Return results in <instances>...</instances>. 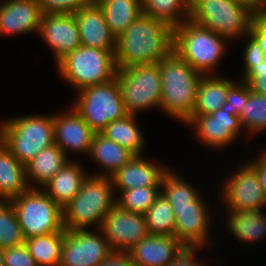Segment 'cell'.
Returning a JSON list of instances; mask_svg holds the SVG:
<instances>
[{
  "label": "cell",
  "mask_w": 266,
  "mask_h": 266,
  "mask_svg": "<svg viewBox=\"0 0 266 266\" xmlns=\"http://www.w3.org/2000/svg\"><path fill=\"white\" fill-rule=\"evenodd\" d=\"M174 52V27L141 14L116 38L117 69L154 64Z\"/></svg>",
  "instance_id": "obj_1"
},
{
  "label": "cell",
  "mask_w": 266,
  "mask_h": 266,
  "mask_svg": "<svg viewBox=\"0 0 266 266\" xmlns=\"http://www.w3.org/2000/svg\"><path fill=\"white\" fill-rule=\"evenodd\" d=\"M161 74V107L172 117L186 122L196 103L201 74L175 52L158 62Z\"/></svg>",
  "instance_id": "obj_2"
},
{
  "label": "cell",
  "mask_w": 266,
  "mask_h": 266,
  "mask_svg": "<svg viewBox=\"0 0 266 266\" xmlns=\"http://www.w3.org/2000/svg\"><path fill=\"white\" fill-rule=\"evenodd\" d=\"M111 177L89 175L78 194L63 208L65 230L85 229L92 223L100 228L104 216L116 205Z\"/></svg>",
  "instance_id": "obj_3"
},
{
  "label": "cell",
  "mask_w": 266,
  "mask_h": 266,
  "mask_svg": "<svg viewBox=\"0 0 266 266\" xmlns=\"http://www.w3.org/2000/svg\"><path fill=\"white\" fill-rule=\"evenodd\" d=\"M224 40L226 37L189 19L174 28V52L201 75L212 72L224 56Z\"/></svg>",
  "instance_id": "obj_4"
},
{
  "label": "cell",
  "mask_w": 266,
  "mask_h": 266,
  "mask_svg": "<svg viewBox=\"0 0 266 266\" xmlns=\"http://www.w3.org/2000/svg\"><path fill=\"white\" fill-rule=\"evenodd\" d=\"M61 76L81 89L107 83L117 74L115 50L79 46L57 62Z\"/></svg>",
  "instance_id": "obj_5"
},
{
  "label": "cell",
  "mask_w": 266,
  "mask_h": 266,
  "mask_svg": "<svg viewBox=\"0 0 266 266\" xmlns=\"http://www.w3.org/2000/svg\"><path fill=\"white\" fill-rule=\"evenodd\" d=\"M0 139L16 159L26 165L54 141L53 115L13 118L0 127Z\"/></svg>",
  "instance_id": "obj_6"
},
{
  "label": "cell",
  "mask_w": 266,
  "mask_h": 266,
  "mask_svg": "<svg viewBox=\"0 0 266 266\" xmlns=\"http://www.w3.org/2000/svg\"><path fill=\"white\" fill-rule=\"evenodd\" d=\"M189 20L233 39L249 34L253 12L233 0H190Z\"/></svg>",
  "instance_id": "obj_7"
},
{
  "label": "cell",
  "mask_w": 266,
  "mask_h": 266,
  "mask_svg": "<svg viewBox=\"0 0 266 266\" xmlns=\"http://www.w3.org/2000/svg\"><path fill=\"white\" fill-rule=\"evenodd\" d=\"M31 186L9 201L25 239L64 229L63 209L44 191Z\"/></svg>",
  "instance_id": "obj_8"
},
{
  "label": "cell",
  "mask_w": 266,
  "mask_h": 266,
  "mask_svg": "<svg viewBox=\"0 0 266 266\" xmlns=\"http://www.w3.org/2000/svg\"><path fill=\"white\" fill-rule=\"evenodd\" d=\"M74 109L94 132H101L110 122L128 115L117 77L79 91Z\"/></svg>",
  "instance_id": "obj_9"
},
{
  "label": "cell",
  "mask_w": 266,
  "mask_h": 266,
  "mask_svg": "<svg viewBox=\"0 0 266 266\" xmlns=\"http://www.w3.org/2000/svg\"><path fill=\"white\" fill-rule=\"evenodd\" d=\"M116 77L128 114L161 107L162 82L158 63L118 69Z\"/></svg>",
  "instance_id": "obj_10"
},
{
  "label": "cell",
  "mask_w": 266,
  "mask_h": 266,
  "mask_svg": "<svg viewBox=\"0 0 266 266\" xmlns=\"http://www.w3.org/2000/svg\"><path fill=\"white\" fill-rule=\"evenodd\" d=\"M99 231L113 252L124 253L150 235L144 214L123 210L118 205L104 216Z\"/></svg>",
  "instance_id": "obj_11"
},
{
  "label": "cell",
  "mask_w": 266,
  "mask_h": 266,
  "mask_svg": "<svg viewBox=\"0 0 266 266\" xmlns=\"http://www.w3.org/2000/svg\"><path fill=\"white\" fill-rule=\"evenodd\" d=\"M112 252L102 232L100 236L86 229L66 230L60 266H99Z\"/></svg>",
  "instance_id": "obj_12"
},
{
  "label": "cell",
  "mask_w": 266,
  "mask_h": 266,
  "mask_svg": "<svg viewBox=\"0 0 266 266\" xmlns=\"http://www.w3.org/2000/svg\"><path fill=\"white\" fill-rule=\"evenodd\" d=\"M238 170L223 190L226 205L236 211L261 210L266 197L255 171L248 164Z\"/></svg>",
  "instance_id": "obj_13"
},
{
  "label": "cell",
  "mask_w": 266,
  "mask_h": 266,
  "mask_svg": "<svg viewBox=\"0 0 266 266\" xmlns=\"http://www.w3.org/2000/svg\"><path fill=\"white\" fill-rule=\"evenodd\" d=\"M38 33L54 51L56 63L81 46L79 28L74 14H43Z\"/></svg>",
  "instance_id": "obj_14"
},
{
  "label": "cell",
  "mask_w": 266,
  "mask_h": 266,
  "mask_svg": "<svg viewBox=\"0 0 266 266\" xmlns=\"http://www.w3.org/2000/svg\"><path fill=\"white\" fill-rule=\"evenodd\" d=\"M186 123L195 125L200 140L215 148L226 147L242 130L239 117L223 109L210 115H192Z\"/></svg>",
  "instance_id": "obj_15"
},
{
  "label": "cell",
  "mask_w": 266,
  "mask_h": 266,
  "mask_svg": "<svg viewBox=\"0 0 266 266\" xmlns=\"http://www.w3.org/2000/svg\"><path fill=\"white\" fill-rule=\"evenodd\" d=\"M73 14L78 24L81 45L115 50L116 38L106 23L102 8L95 0Z\"/></svg>",
  "instance_id": "obj_16"
},
{
  "label": "cell",
  "mask_w": 266,
  "mask_h": 266,
  "mask_svg": "<svg viewBox=\"0 0 266 266\" xmlns=\"http://www.w3.org/2000/svg\"><path fill=\"white\" fill-rule=\"evenodd\" d=\"M53 123L55 144L66 156L67 150L90 152L95 132L74 109L69 114L53 115Z\"/></svg>",
  "instance_id": "obj_17"
},
{
  "label": "cell",
  "mask_w": 266,
  "mask_h": 266,
  "mask_svg": "<svg viewBox=\"0 0 266 266\" xmlns=\"http://www.w3.org/2000/svg\"><path fill=\"white\" fill-rule=\"evenodd\" d=\"M43 12L37 0H8L0 4V35L39 32Z\"/></svg>",
  "instance_id": "obj_18"
},
{
  "label": "cell",
  "mask_w": 266,
  "mask_h": 266,
  "mask_svg": "<svg viewBox=\"0 0 266 266\" xmlns=\"http://www.w3.org/2000/svg\"><path fill=\"white\" fill-rule=\"evenodd\" d=\"M176 217L174 236L183 245H203L208 237L209 219L205 203L199 197L191 207L172 208Z\"/></svg>",
  "instance_id": "obj_19"
},
{
  "label": "cell",
  "mask_w": 266,
  "mask_h": 266,
  "mask_svg": "<svg viewBox=\"0 0 266 266\" xmlns=\"http://www.w3.org/2000/svg\"><path fill=\"white\" fill-rule=\"evenodd\" d=\"M182 246L175 236L149 235L128 254L136 266H167Z\"/></svg>",
  "instance_id": "obj_20"
},
{
  "label": "cell",
  "mask_w": 266,
  "mask_h": 266,
  "mask_svg": "<svg viewBox=\"0 0 266 266\" xmlns=\"http://www.w3.org/2000/svg\"><path fill=\"white\" fill-rule=\"evenodd\" d=\"M134 156L125 166L111 176L113 185L120 191L139 187L161 186L163 174L168 170Z\"/></svg>",
  "instance_id": "obj_21"
},
{
  "label": "cell",
  "mask_w": 266,
  "mask_h": 266,
  "mask_svg": "<svg viewBox=\"0 0 266 266\" xmlns=\"http://www.w3.org/2000/svg\"><path fill=\"white\" fill-rule=\"evenodd\" d=\"M88 176L80 165L69 160L41 188L63 209L78 194Z\"/></svg>",
  "instance_id": "obj_22"
},
{
  "label": "cell",
  "mask_w": 266,
  "mask_h": 266,
  "mask_svg": "<svg viewBox=\"0 0 266 266\" xmlns=\"http://www.w3.org/2000/svg\"><path fill=\"white\" fill-rule=\"evenodd\" d=\"M26 166L0 139V201L9 202L27 191Z\"/></svg>",
  "instance_id": "obj_23"
},
{
  "label": "cell",
  "mask_w": 266,
  "mask_h": 266,
  "mask_svg": "<svg viewBox=\"0 0 266 266\" xmlns=\"http://www.w3.org/2000/svg\"><path fill=\"white\" fill-rule=\"evenodd\" d=\"M88 155H91L96 162L98 161L102 167L104 166V168L107 169L105 174L99 173L94 176L107 177H111L135 156L126 148L109 140L101 132H95L91 150Z\"/></svg>",
  "instance_id": "obj_24"
},
{
  "label": "cell",
  "mask_w": 266,
  "mask_h": 266,
  "mask_svg": "<svg viewBox=\"0 0 266 266\" xmlns=\"http://www.w3.org/2000/svg\"><path fill=\"white\" fill-rule=\"evenodd\" d=\"M214 76L210 77L209 73L201 76L193 115H210L227 102L229 80Z\"/></svg>",
  "instance_id": "obj_25"
},
{
  "label": "cell",
  "mask_w": 266,
  "mask_h": 266,
  "mask_svg": "<svg viewBox=\"0 0 266 266\" xmlns=\"http://www.w3.org/2000/svg\"><path fill=\"white\" fill-rule=\"evenodd\" d=\"M62 149L55 143L44 148L26 166V178L43 187L68 162Z\"/></svg>",
  "instance_id": "obj_26"
},
{
  "label": "cell",
  "mask_w": 266,
  "mask_h": 266,
  "mask_svg": "<svg viewBox=\"0 0 266 266\" xmlns=\"http://www.w3.org/2000/svg\"><path fill=\"white\" fill-rule=\"evenodd\" d=\"M111 33L117 38L142 14V0H95Z\"/></svg>",
  "instance_id": "obj_27"
},
{
  "label": "cell",
  "mask_w": 266,
  "mask_h": 266,
  "mask_svg": "<svg viewBox=\"0 0 266 266\" xmlns=\"http://www.w3.org/2000/svg\"><path fill=\"white\" fill-rule=\"evenodd\" d=\"M66 230L25 239V245L37 266H60Z\"/></svg>",
  "instance_id": "obj_28"
},
{
  "label": "cell",
  "mask_w": 266,
  "mask_h": 266,
  "mask_svg": "<svg viewBox=\"0 0 266 266\" xmlns=\"http://www.w3.org/2000/svg\"><path fill=\"white\" fill-rule=\"evenodd\" d=\"M135 116L128 114L121 119L110 122L101 133L135 156H141L145 139L135 123Z\"/></svg>",
  "instance_id": "obj_29"
},
{
  "label": "cell",
  "mask_w": 266,
  "mask_h": 266,
  "mask_svg": "<svg viewBox=\"0 0 266 266\" xmlns=\"http://www.w3.org/2000/svg\"><path fill=\"white\" fill-rule=\"evenodd\" d=\"M230 212L227 217L229 228L239 240L255 242L266 235V215L262 210H230Z\"/></svg>",
  "instance_id": "obj_30"
},
{
  "label": "cell",
  "mask_w": 266,
  "mask_h": 266,
  "mask_svg": "<svg viewBox=\"0 0 266 266\" xmlns=\"http://www.w3.org/2000/svg\"><path fill=\"white\" fill-rule=\"evenodd\" d=\"M142 13L175 28L189 19L190 0H142Z\"/></svg>",
  "instance_id": "obj_31"
},
{
  "label": "cell",
  "mask_w": 266,
  "mask_h": 266,
  "mask_svg": "<svg viewBox=\"0 0 266 266\" xmlns=\"http://www.w3.org/2000/svg\"><path fill=\"white\" fill-rule=\"evenodd\" d=\"M144 217L150 235L174 236L176 217L171 204L162 193Z\"/></svg>",
  "instance_id": "obj_32"
},
{
  "label": "cell",
  "mask_w": 266,
  "mask_h": 266,
  "mask_svg": "<svg viewBox=\"0 0 266 266\" xmlns=\"http://www.w3.org/2000/svg\"><path fill=\"white\" fill-rule=\"evenodd\" d=\"M161 192L171 204L172 208L191 207L200 194L193 186H189L183 179L179 178L175 173L167 170L162 177Z\"/></svg>",
  "instance_id": "obj_33"
},
{
  "label": "cell",
  "mask_w": 266,
  "mask_h": 266,
  "mask_svg": "<svg viewBox=\"0 0 266 266\" xmlns=\"http://www.w3.org/2000/svg\"><path fill=\"white\" fill-rule=\"evenodd\" d=\"M160 188V186H151L124 190L121 198L116 199V205L126 211L145 214L160 195Z\"/></svg>",
  "instance_id": "obj_34"
},
{
  "label": "cell",
  "mask_w": 266,
  "mask_h": 266,
  "mask_svg": "<svg viewBox=\"0 0 266 266\" xmlns=\"http://www.w3.org/2000/svg\"><path fill=\"white\" fill-rule=\"evenodd\" d=\"M25 243L22 228L10 202L0 201V248Z\"/></svg>",
  "instance_id": "obj_35"
},
{
  "label": "cell",
  "mask_w": 266,
  "mask_h": 266,
  "mask_svg": "<svg viewBox=\"0 0 266 266\" xmlns=\"http://www.w3.org/2000/svg\"><path fill=\"white\" fill-rule=\"evenodd\" d=\"M241 126L249 133L266 128V95L256 94L249 90L248 100L242 107L239 117ZM251 131V132H250Z\"/></svg>",
  "instance_id": "obj_36"
},
{
  "label": "cell",
  "mask_w": 266,
  "mask_h": 266,
  "mask_svg": "<svg viewBox=\"0 0 266 266\" xmlns=\"http://www.w3.org/2000/svg\"><path fill=\"white\" fill-rule=\"evenodd\" d=\"M237 84L238 83H234L231 80L229 81L227 102L223 104L221 109L234 116L240 117L242 107L248 100L249 87L244 81L243 84L241 83V85Z\"/></svg>",
  "instance_id": "obj_37"
},
{
  "label": "cell",
  "mask_w": 266,
  "mask_h": 266,
  "mask_svg": "<svg viewBox=\"0 0 266 266\" xmlns=\"http://www.w3.org/2000/svg\"><path fill=\"white\" fill-rule=\"evenodd\" d=\"M90 1L91 0H37L43 14H73Z\"/></svg>",
  "instance_id": "obj_38"
},
{
  "label": "cell",
  "mask_w": 266,
  "mask_h": 266,
  "mask_svg": "<svg viewBox=\"0 0 266 266\" xmlns=\"http://www.w3.org/2000/svg\"><path fill=\"white\" fill-rule=\"evenodd\" d=\"M243 81L251 92L266 95V59L259 64H253L245 73Z\"/></svg>",
  "instance_id": "obj_39"
},
{
  "label": "cell",
  "mask_w": 266,
  "mask_h": 266,
  "mask_svg": "<svg viewBox=\"0 0 266 266\" xmlns=\"http://www.w3.org/2000/svg\"><path fill=\"white\" fill-rule=\"evenodd\" d=\"M5 266H37L24 244L2 249Z\"/></svg>",
  "instance_id": "obj_40"
},
{
  "label": "cell",
  "mask_w": 266,
  "mask_h": 266,
  "mask_svg": "<svg viewBox=\"0 0 266 266\" xmlns=\"http://www.w3.org/2000/svg\"><path fill=\"white\" fill-rule=\"evenodd\" d=\"M249 34L266 53V11L260 9L253 13V24L250 26Z\"/></svg>",
  "instance_id": "obj_41"
},
{
  "label": "cell",
  "mask_w": 266,
  "mask_h": 266,
  "mask_svg": "<svg viewBox=\"0 0 266 266\" xmlns=\"http://www.w3.org/2000/svg\"><path fill=\"white\" fill-rule=\"evenodd\" d=\"M249 41L244 51V74L253 66V64H259L266 59V53L260 48L259 43L248 34Z\"/></svg>",
  "instance_id": "obj_42"
},
{
  "label": "cell",
  "mask_w": 266,
  "mask_h": 266,
  "mask_svg": "<svg viewBox=\"0 0 266 266\" xmlns=\"http://www.w3.org/2000/svg\"><path fill=\"white\" fill-rule=\"evenodd\" d=\"M201 245H183L176 253L175 258L167 266H203L194 258L195 250ZM195 259V260H194ZM197 260V261H196Z\"/></svg>",
  "instance_id": "obj_43"
},
{
  "label": "cell",
  "mask_w": 266,
  "mask_h": 266,
  "mask_svg": "<svg viewBox=\"0 0 266 266\" xmlns=\"http://www.w3.org/2000/svg\"><path fill=\"white\" fill-rule=\"evenodd\" d=\"M99 266H136L130 255L124 252H112Z\"/></svg>",
  "instance_id": "obj_44"
},
{
  "label": "cell",
  "mask_w": 266,
  "mask_h": 266,
  "mask_svg": "<svg viewBox=\"0 0 266 266\" xmlns=\"http://www.w3.org/2000/svg\"><path fill=\"white\" fill-rule=\"evenodd\" d=\"M261 157H259V160L257 158V161L255 162H248V165L255 171L259 183L263 189L264 195L266 197V151L261 153Z\"/></svg>",
  "instance_id": "obj_45"
},
{
  "label": "cell",
  "mask_w": 266,
  "mask_h": 266,
  "mask_svg": "<svg viewBox=\"0 0 266 266\" xmlns=\"http://www.w3.org/2000/svg\"><path fill=\"white\" fill-rule=\"evenodd\" d=\"M233 1L249 8L253 13L261 9V0H233Z\"/></svg>",
  "instance_id": "obj_46"
},
{
  "label": "cell",
  "mask_w": 266,
  "mask_h": 266,
  "mask_svg": "<svg viewBox=\"0 0 266 266\" xmlns=\"http://www.w3.org/2000/svg\"><path fill=\"white\" fill-rule=\"evenodd\" d=\"M0 266H5L2 249L0 248Z\"/></svg>",
  "instance_id": "obj_47"
},
{
  "label": "cell",
  "mask_w": 266,
  "mask_h": 266,
  "mask_svg": "<svg viewBox=\"0 0 266 266\" xmlns=\"http://www.w3.org/2000/svg\"><path fill=\"white\" fill-rule=\"evenodd\" d=\"M261 10L266 11V0H261Z\"/></svg>",
  "instance_id": "obj_48"
}]
</instances>
